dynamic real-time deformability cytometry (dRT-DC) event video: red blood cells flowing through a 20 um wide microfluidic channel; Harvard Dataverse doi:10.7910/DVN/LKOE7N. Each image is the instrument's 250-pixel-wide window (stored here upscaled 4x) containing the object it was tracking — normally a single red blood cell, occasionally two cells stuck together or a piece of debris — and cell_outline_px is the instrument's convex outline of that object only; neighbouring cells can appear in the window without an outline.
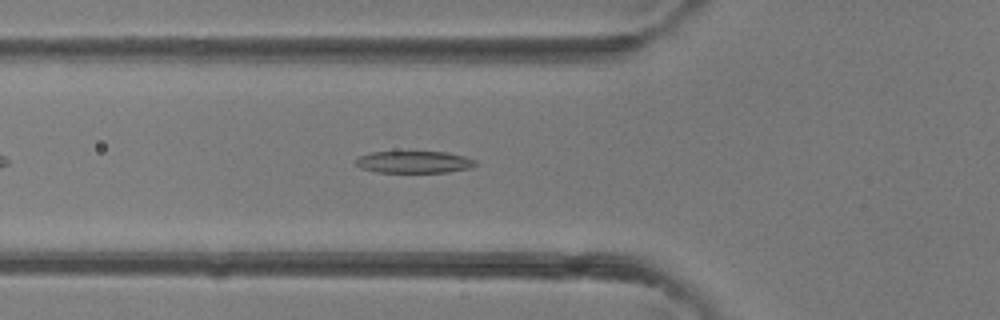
{"species": "common noctule bat (a hibernating species)", "species_latin": "Nyctalus noctula", "temperature_condition": "room temperature", "stored_images_in_passage": 32, "camera_frame_rate_fps": 3000, "um_per_image_px": 0.085, "animal": {"sex": "female"}, "frame": {"image": 1, "passage_image": 6, "time_ms": 1.667, "image_size_px": [1000, 320], "cell_outline_px": [[476, 164], [472, 168], [448, 172], [376, 172], [360, 168], [356, 164], [356, 160], [360, 156], [372, 152], [444, 152], [464, 156], [476, 160]], "centroid_in_image_um": [35.21, 13.78], "position_along_channel_um": 90.6, "area_um2": 15.26}}
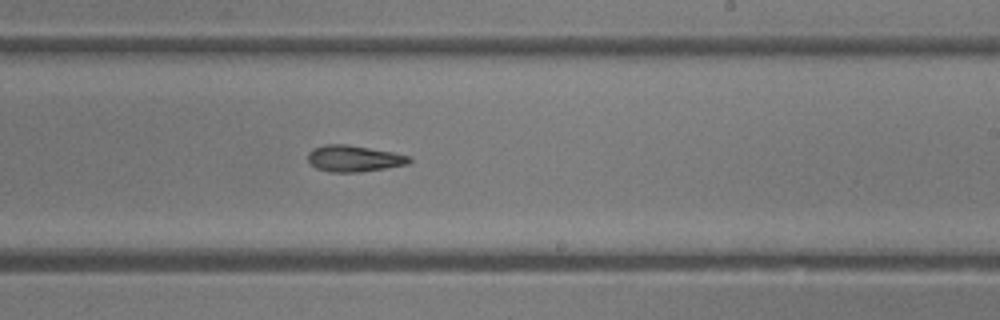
{"frame": {"image": 2, "passage_image": 16, "time_ms": 5.0, "image_size_px": [1000, 320], "cell_outline_px": [[412, 160], [408, 164], [360, 172], [332, 172], [316, 168], [308, 160], [308, 152], [312, 148], [324, 144], [344, 144], [392, 152], [408, 156]], "centroid_in_image_um": [30.04, 13.47], "position_along_channel_um": 259.0, "area_um2": 15.37}}
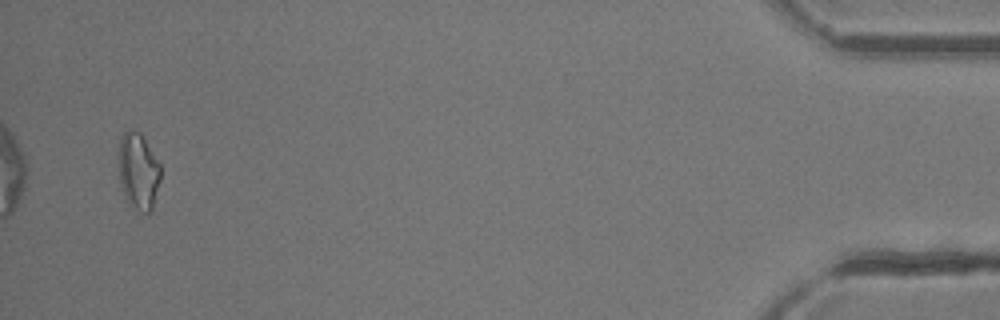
{"frame": {"image": 3, "passage_image": 31, "time_ms": 10.0, "image_size_px": [1000, 320], "cell_outline_px": [[160, 180], [152, 208], [148, 212], [140, 212], [128, 200], [124, 192], [120, 180], [120, 136], [124, 132], [140, 132], [160, 164]], "centroid_in_image_um": [11.79, 14.54], "position_along_channel_um": 423.4, "area_um2": 17.92}}